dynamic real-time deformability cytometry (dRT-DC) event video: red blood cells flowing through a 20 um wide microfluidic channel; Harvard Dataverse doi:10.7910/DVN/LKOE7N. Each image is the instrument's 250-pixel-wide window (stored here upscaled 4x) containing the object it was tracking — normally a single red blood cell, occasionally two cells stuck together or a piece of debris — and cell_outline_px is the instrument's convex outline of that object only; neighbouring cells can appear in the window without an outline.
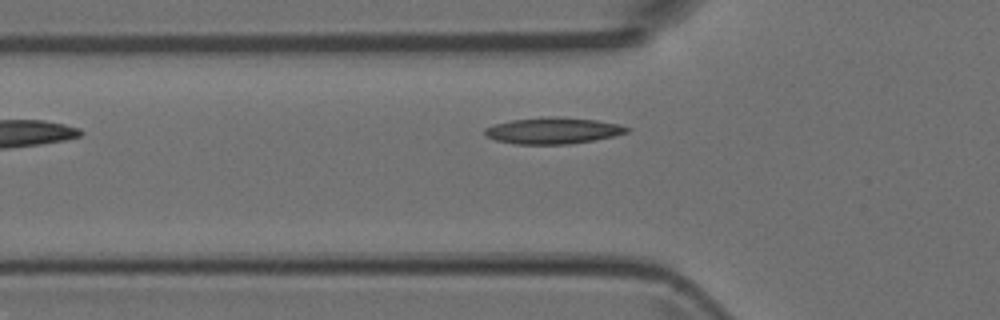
{"species": "Egyptian fruit bat (a non-hibernating species)", "species_latin": "Rousettus aegyptiacus", "temperature_condition": "room temperature", "stored_images_in_passage": 4, "camera_frame_rate_fps": 3000, "um_per_image_px": 0.085, "animal": {"sex": "female"}, "frame": {"image": 1, "passage_image": 3, "time_ms": 0.667, "image_size_px": [1000, 320], "cell_outline_px": [[632, 128], [628, 132], [612, 136], [592, 140], [568, 144], [516, 144], [496, 140], [484, 136], [484, 128], [496, 124], [512, 120], [544, 116], [560, 116], [596, 120], [620, 124]], "centroid_in_image_um": [47.0, 11.09], "position_along_channel_um": 78.8, "area_um2": 21.91}}
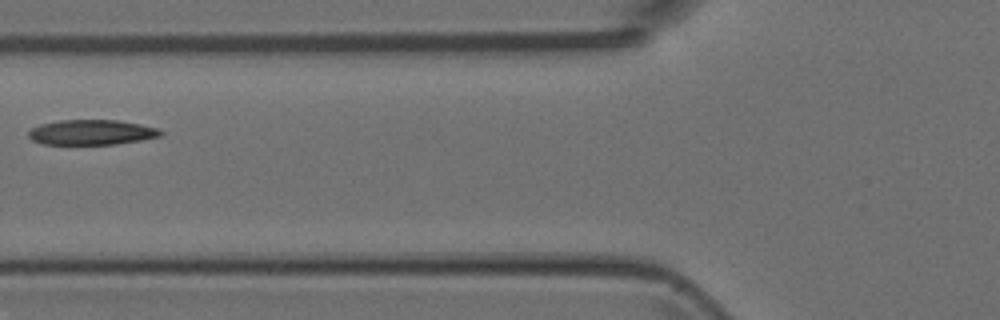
{"frame": {"image": 2, "passage_image": 4, "time_ms": 1.0, "image_size_px": [1000, 320], "cell_outline_px": [[164, 132], [160, 136], [140, 140], [116, 144], [44, 144], [32, 140], [28, 136], [28, 132], [32, 128], [40, 124], [60, 120], [116, 120], [140, 124], [156, 128]], "centroid_in_image_um": [7.76, 11.24], "position_along_channel_um": 118.0, "area_um2": 19.19}}